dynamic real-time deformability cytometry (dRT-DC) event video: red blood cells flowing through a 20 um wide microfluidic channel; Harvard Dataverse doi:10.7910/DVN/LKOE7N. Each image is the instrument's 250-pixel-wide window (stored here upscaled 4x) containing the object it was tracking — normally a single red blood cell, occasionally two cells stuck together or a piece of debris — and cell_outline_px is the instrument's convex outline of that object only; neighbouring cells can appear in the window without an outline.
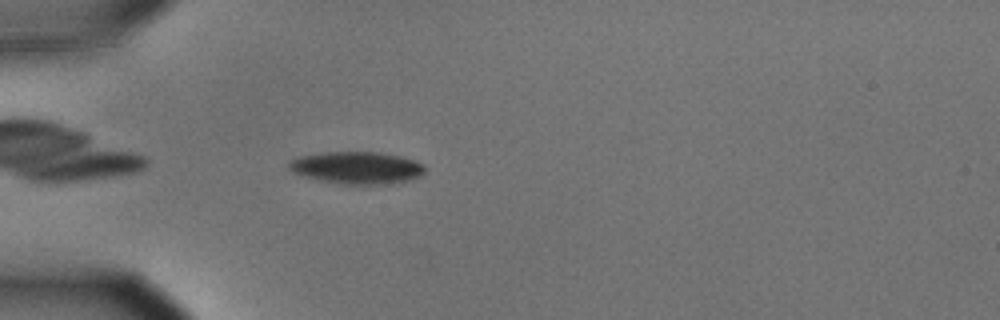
{"species": "common noctule bat (a hibernating species)", "species_latin": "Nyctalus noctula", "temperature_condition": "cold", "stored_images_in_passage": 41, "camera_frame_rate_fps": 3000, "um_per_image_px": 0.085, "animal": {"sex": "male", "body_mass_g": 15.6}, "frame": {"image": 1, "passage_image": 2, "time_ms": 0.333, "image_size_px": [1000, 320], "cell_outline_px": [[424, 172], [420, 176], [412, 180], [392, 184], [344, 184], [320, 180], [292, 172], [288, 168], [288, 160], [300, 156], [324, 152], [380, 152], [400, 156], [416, 160], [424, 164]], "centroid_in_image_um": [30.36, 14.25], "position_along_channel_um": 54.6, "area_um2": 25.72}}
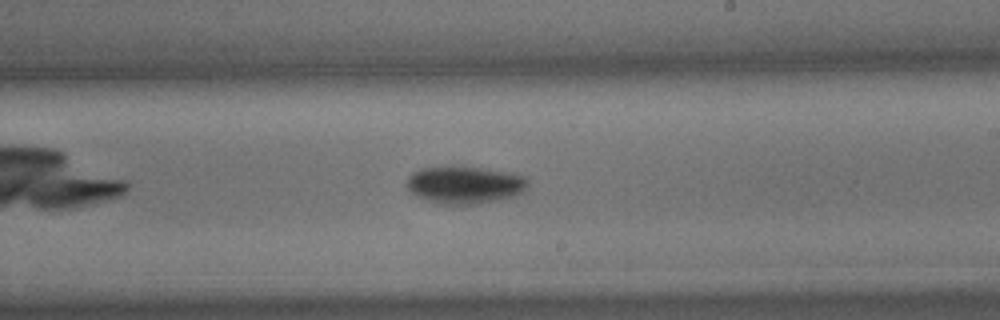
{"frame": {"image": 2, "passage_image": 19, "time_ms": 6.0, "image_size_px": [1000, 320], "cell_outline_px": [[528, 188], [516, 196], [500, 200], [476, 204], [440, 204], [424, 200], [408, 192], [404, 184], [408, 176], [412, 172], [420, 168], [452, 164], [460, 164], [512, 172], [524, 176], [528, 180]], "centroid_in_image_um": [39.46, 15.68], "position_along_channel_um": 249.5, "area_um2": 27.8}}
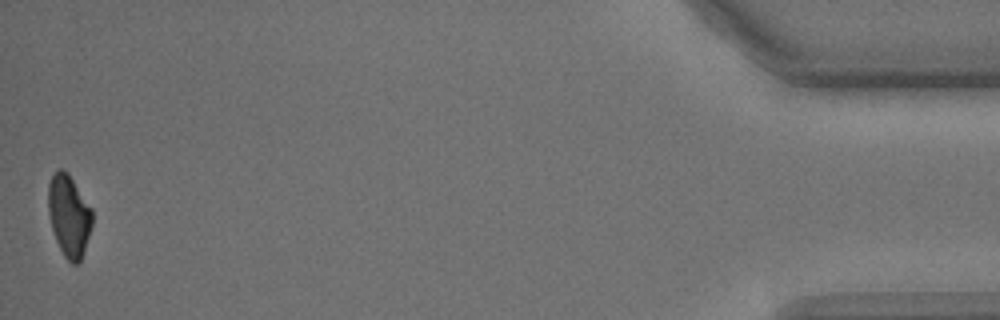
{"frame": {"image": 3, "passage_image": 41, "time_ms": 13.333, "image_size_px": [1000, 320], "cell_outline_px": [[92, 228], [84, 252], [80, 260], [76, 264], [72, 264], [64, 256], [56, 240], [52, 228], [48, 212], [48, 184], [52, 176], [60, 168], [68, 172], [92, 208]], "centroid_in_image_um": [5.87, 18.33], "position_along_channel_um": 429.3, "area_um2": 21.04}, "authors_computed_cell_mechanics": {"area_um2": 25.721, "velocity_mm_per_s": 3.6069, "shape_relaxation_time_tau1_ms": 2.8663, "shape_relaxation_time_tau2_ms": null, "deformation_change_tau1": 0.1171, "deformation_change_tau2": null}}